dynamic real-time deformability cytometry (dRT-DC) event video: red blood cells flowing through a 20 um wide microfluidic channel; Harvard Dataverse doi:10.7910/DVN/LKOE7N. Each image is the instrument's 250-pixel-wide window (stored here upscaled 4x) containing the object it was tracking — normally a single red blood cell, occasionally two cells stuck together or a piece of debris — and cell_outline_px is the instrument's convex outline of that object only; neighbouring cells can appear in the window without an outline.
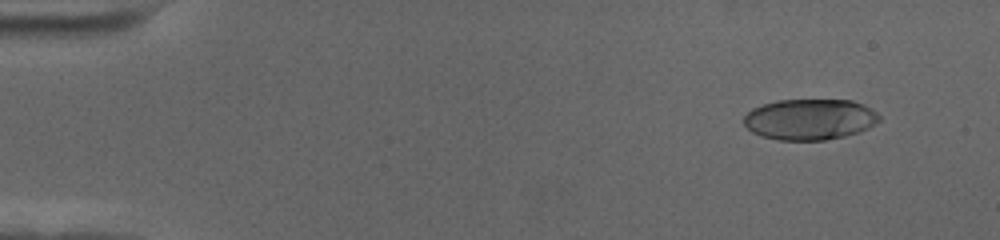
{"species": "human", "species_latin": "Homo sapiens", "temperature_condition": "cold", "stored_images_in_passage": 58, "camera_frame_rate_fps": 3000, "um_per_image_px": 0.085, "donor": {"sex": "female"}, "frame": {"image": 1, "passage_image": 5, "time_ms": 1.333, "image_size_px": [1000, 240], "cell_outline_px": [[880, 120], [876, 124], [868, 128], [844, 136], [824, 140], [776, 140], [760, 136], [752, 132], [744, 124], [744, 116], [752, 108], [776, 100], [852, 100], [864, 104], [872, 108], [880, 116]], "centroid_in_image_um": [68.83, 10.14], "position_along_channel_um": 16.2, "area_um2": 32.43}}
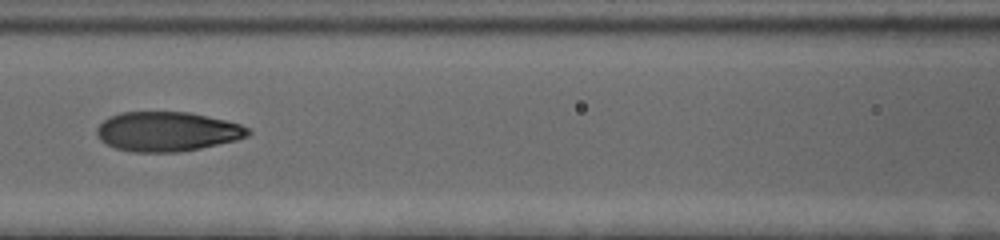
{"frame": {"image": 2, "passage_image": 27, "time_ms": 8.667, "image_size_px": [1000, 240], "cell_outline_px": [[252, 132], [248, 136], [236, 140], [200, 148], [176, 152], [132, 152], [116, 148], [100, 140], [96, 136], [96, 128], [108, 116], [120, 112], [192, 112], [240, 124], [248, 128]], "centroid_in_image_um": [14.19, 11.17], "position_along_channel_um": 152.4, "area_um2": 34.91}}
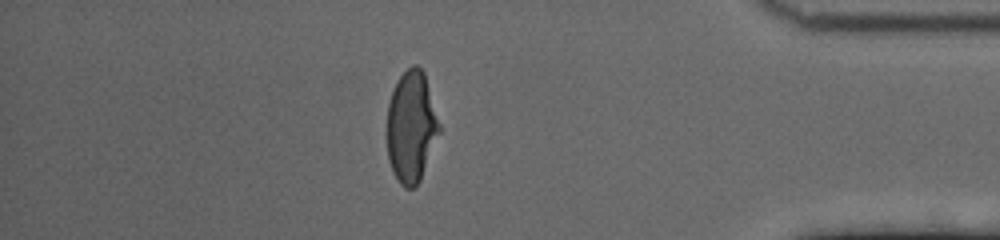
{"frame": {"image": 3, "passage_image": 51, "time_ms": 16.667, "image_size_px": [1000, 240], "cell_outline_px": [[440, 132], [420, 180], [412, 188], [404, 188], [400, 184], [392, 172], [388, 160], [388, 104], [392, 92], [400, 76], [412, 64], [416, 64], [424, 72], [440, 124]], "centroid_in_image_um": [34.96, 10.79], "position_along_channel_um": 400.2, "area_um2": 33.64}, "authors_computed_cell_mechanics": {"area_um2": 34.7378, "velocity_mm_per_s": 3.4939, "shape_relaxation_time_tau1_ms": 3.8939, "shape_relaxation_time_tau2_ms": 1.1143, "deformation_change_tau1": 0.2082, "deformation_change_tau2": 0.066}}